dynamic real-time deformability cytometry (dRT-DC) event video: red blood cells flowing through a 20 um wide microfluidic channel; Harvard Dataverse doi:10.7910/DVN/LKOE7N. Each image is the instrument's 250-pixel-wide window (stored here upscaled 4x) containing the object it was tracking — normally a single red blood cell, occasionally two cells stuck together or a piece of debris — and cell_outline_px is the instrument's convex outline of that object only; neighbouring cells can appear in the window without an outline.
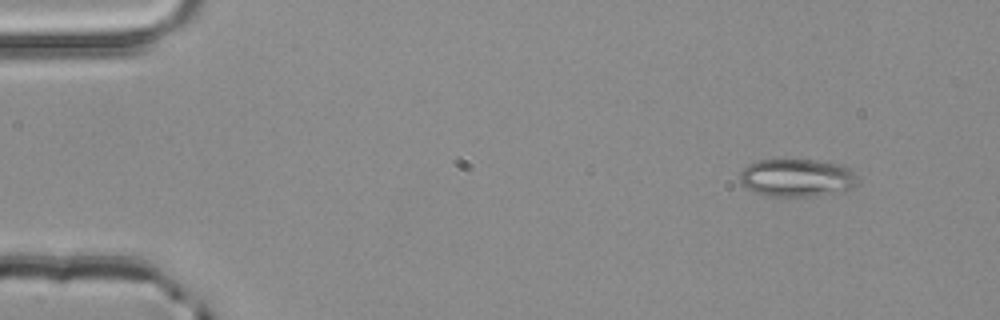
{"species": "common noctule bat (a hibernating species)", "species_latin": "Nyctalus noctula", "temperature_condition": "room temperature", "stored_images_in_passage": 3, "camera_frame_rate_fps": 3000, "um_per_image_px": 0.085, "animal": {"sex": "male", "body_mass_g": 20.4}, "frame": {"image": 1, "passage_image": 1, "time_ms": 0.0, "image_size_px": [1000, 320], "cell_outline_px": [[860, 184], [844, 192], [812, 196], [768, 196], [756, 192], [740, 184], [740, 172], [748, 164], [756, 160], [816, 160], [844, 164], [852, 172]], "centroid_in_image_um": [67.77, 15.11], "position_along_channel_um": 17.2, "area_um2": 26.24}}